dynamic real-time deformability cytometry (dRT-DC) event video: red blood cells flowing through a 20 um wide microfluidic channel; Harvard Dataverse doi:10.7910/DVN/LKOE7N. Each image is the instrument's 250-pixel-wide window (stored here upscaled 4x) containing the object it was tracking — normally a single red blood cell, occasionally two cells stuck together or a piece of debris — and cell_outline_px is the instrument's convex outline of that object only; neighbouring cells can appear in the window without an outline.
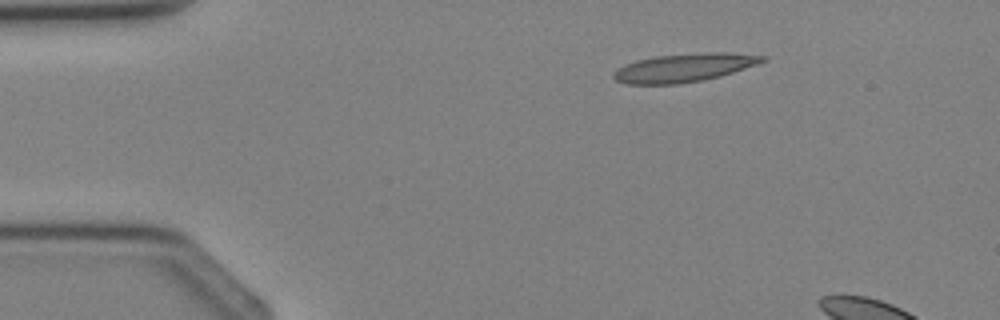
{"species": "Egyptian fruit bat (a non-hibernating species)", "species_latin": "Rousettus aegyptiacus", "temperature_condition": "cold", "stored_images_in_passage": 2, "camera_frame_rate_fps": 3000, "um_per_image_px": 0.085, "animal": {"sex": "female"}, "frame": {"image": 1, "passage_image": 2, "time_ms": 1.0, "image_size_px": [1000, 320], "cell_outline_px": [[768, 60], [720, 76], [700, 80], [676, 84], [624, 84], [616, 80], [612, 76], [612, 72], [624, 64], [636, 60], [656, 56], [704, 52], [732, 52], [768, 56]], "centroid_in_image_um": [58.14, 5.74], "position_along_channel_um": 26.9, "area_um2": 24.68}}